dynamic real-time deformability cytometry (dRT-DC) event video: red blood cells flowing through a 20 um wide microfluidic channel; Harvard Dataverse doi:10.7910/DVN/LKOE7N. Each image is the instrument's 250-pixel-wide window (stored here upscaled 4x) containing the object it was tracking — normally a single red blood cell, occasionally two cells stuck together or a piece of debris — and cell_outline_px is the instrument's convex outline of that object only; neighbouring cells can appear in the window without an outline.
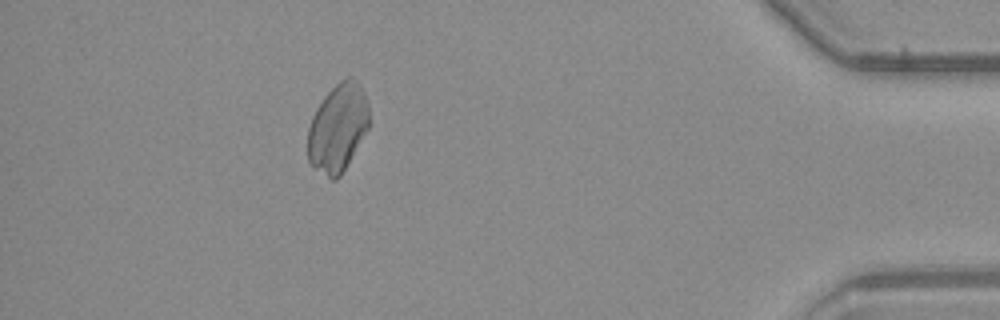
{"species": "common noctule bat (a hibernating species)", "species_latin": "Nyctalus noctula", "temperature_condition": "warm", "stored_images_in_passage": 52, "camera_frame_rate_fps": 3000, "um_per_image_px": 0.085, "animal": {"sex": "male", "body_mass_g": 23.1, "forearm_length_mm": 52.7}, "frame": {"image": 1, "passage_image": 47, "time_ms": 15.333, "image_size_px": [1000, 320], "cell_outline_px": [[368, 128], [340, 176], [336, 180], [332, 180], [316, 168], [308, 160], [308, 128], [312, 116], [316, 108], [324, 96], [340, 80], [348, 76], [352, 76], [356, 80], [364, 92], [368, 104]], "centroid_in_image_um": [28.7, 10.83], "position_along_channel_um": 406.5, "area_um2": 31.1}}